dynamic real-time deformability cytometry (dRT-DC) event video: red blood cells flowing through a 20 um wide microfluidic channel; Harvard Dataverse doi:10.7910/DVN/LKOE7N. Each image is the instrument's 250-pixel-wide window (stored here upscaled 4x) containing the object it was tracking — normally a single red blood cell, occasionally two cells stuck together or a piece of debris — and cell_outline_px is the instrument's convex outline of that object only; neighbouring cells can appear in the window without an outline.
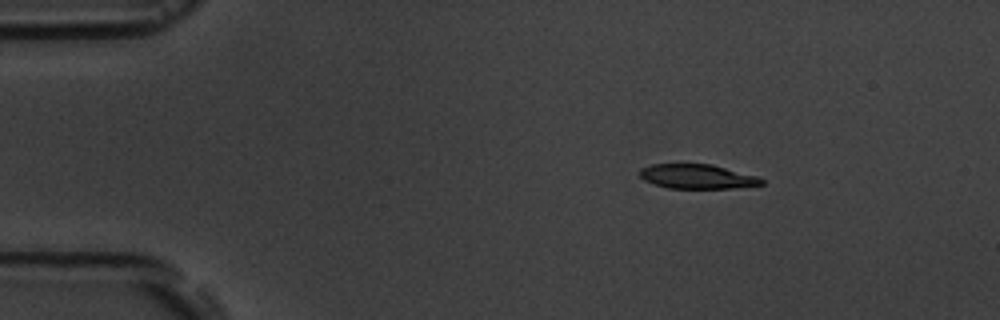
{"species": "common noctule bat (a hibernating species)", "species_latin": "Nyctalus noctula", "temperature_condition": "room temperature", "stored_images_in_passage": 3, "camera_frame_rate_fps": 3000, "um_per_image_px": 0.085, "animal": {"sex": "male", "body_mass_g": 19.5, "forearm_length_mm": 54.6}, "frame": {"image": 1, "passage_image": 1, "time_ms": 0.0, "image_size_px": [1000, 320], "cell_outline_px": [[764, 184], [732, 188], [668, 188], [644, 180], [640, 176], [640, 168], [652, 164], [712, 164], [756, 176], [764, 180]], "centroid_in_image_um": [59.26, 15.0], "position_along_channel_um": 25.7, "area_um2": 17.17}}